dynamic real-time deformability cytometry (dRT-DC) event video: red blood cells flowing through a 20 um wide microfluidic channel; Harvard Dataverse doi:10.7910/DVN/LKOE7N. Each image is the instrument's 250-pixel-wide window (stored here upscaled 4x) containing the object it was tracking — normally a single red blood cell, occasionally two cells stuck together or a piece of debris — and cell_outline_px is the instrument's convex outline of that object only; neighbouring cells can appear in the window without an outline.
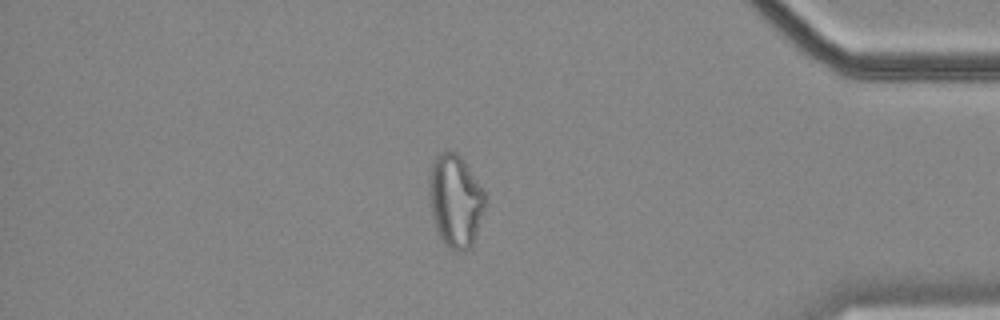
{"species": "common noctule bat (a hibernating species)", "species_latin": "Nyctalus noctula", "temperature_condition": "cold", "stored_images_in_passage": 56, "camera_frame_rate_fps": 3000, "um_per_image_px": 0.085, "animal": {"sex": "female", "body_mass_g": 18.4}, "frame": {"image": 1, "passage_image": 48, "time_ms": 15.667, "image_size_px": [1000, 320], "cell_outline_px": [[488, 196], [472, 248], [464, 252], [456, 252], [448, 248], [444, 244], [436, 228], [432, 212], [428, 192], [428, 180], [432, 164], [436, 156], [440, 152], [456, 152], [460, 156]], "centroid_in_image_um": [38.72, 17.11], "position_along_channel_um": 396.5, "area_um2": 30.4}}